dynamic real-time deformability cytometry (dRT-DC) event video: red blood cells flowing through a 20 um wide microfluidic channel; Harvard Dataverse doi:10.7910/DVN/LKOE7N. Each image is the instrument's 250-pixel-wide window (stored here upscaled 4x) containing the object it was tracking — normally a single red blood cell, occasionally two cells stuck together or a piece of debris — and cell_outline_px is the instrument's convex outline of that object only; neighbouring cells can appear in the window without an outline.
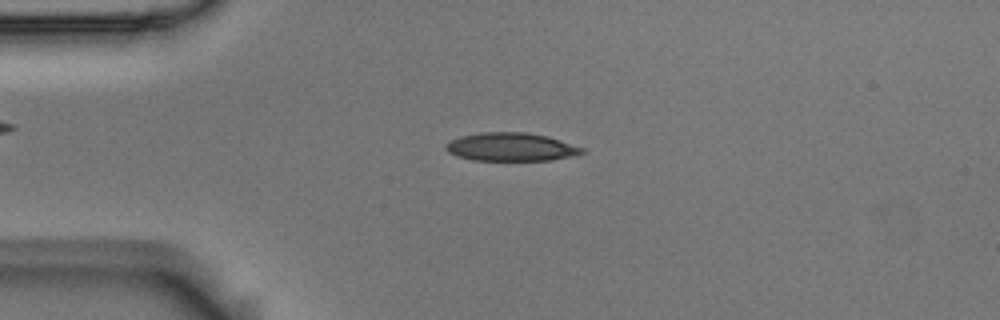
{"species": "Egyptian fruit bat (a non-hibernating species)", "species_latin": "Rousettus aegyptiacus", "temperature_condition": "room temperature", "stored_images_in_passage": 53, "camera_frame_rate_fps": 3000, "um_per_image_px": 0.085, "animal": {"sex": "male"}, "frame": {"image": 1, "passage_image": 12, "time_ms": 3.667, "image_size_px": [1000, 320], "cell_outline_px": [[584, 152], [576, 156], [552, 160], [472, 160], [456, 156], [448, 152], [444, 148], [444, 144], [448, 140], [460, 136], [480, 132], [528, 132], [548, 136], [584, 148]], "centroid_in_image_um": [43.41, 12.48], "position_along_channel_um": 41.6, "area_um2": 22.77}}
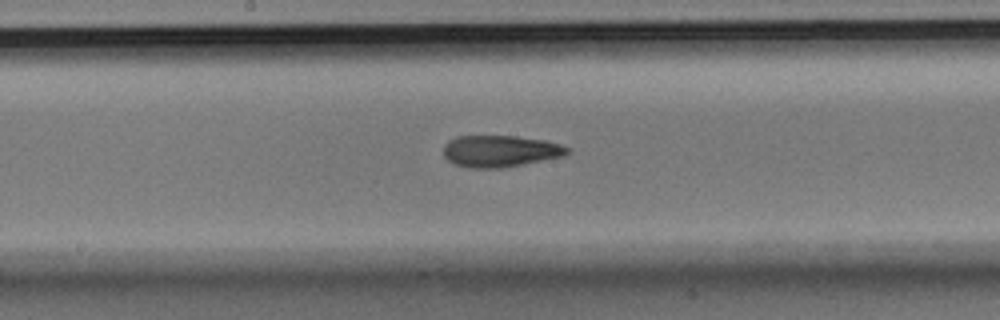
{"frame": {"image": 2, "passage_image": 27, "time_ms": 8.667, "image_size_px": [1000, 320], "cell_outline_px": [[572, 148], [564, 156], [500, 168], [472, 168], [456, 164], [448, 160], [444, 156], [444, 144], [448, 140], [456, 136], [516, 136], [544, 140], [560, 144]], "centroid_in_image_um": [42.51, 12.83], "position_along_channel_um": 205.7, "area_um2": 22.77}}
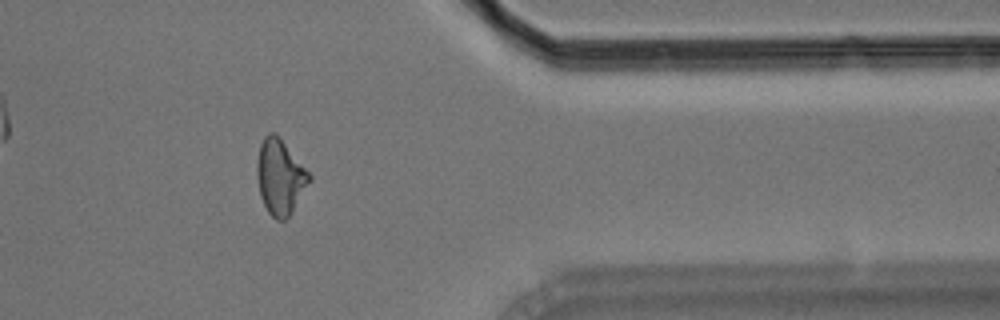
{"frame": {"image": 3, "passage_image": 43, "time_ms": 14.0, "image_size_px": [1000, 320], "cell_outline_px": [[312, 180], [292, 212], [284, 220], [276, 220], [268, 212], [260, 196], [256, 176], [256, 164], [260, 144], [264, 136], [268, 132], [276, 132], [280, 136], [312, 176]], "centroid_in_image_um": [23.81, 15.01], "position_along_channel_um": 387.6, "area_um2": 23.24}, "authors_computed_cell_mechanics": {"area_um2": 22.4264, "velocity_mm_per_s": 3.725, "shape_relaxation_time_tau1_ms": null, "shape_relaxation_time_tau2_ms": 3.8239, "deformation_change_tau1": null, "deformation_change_tau2": 0.1153}}